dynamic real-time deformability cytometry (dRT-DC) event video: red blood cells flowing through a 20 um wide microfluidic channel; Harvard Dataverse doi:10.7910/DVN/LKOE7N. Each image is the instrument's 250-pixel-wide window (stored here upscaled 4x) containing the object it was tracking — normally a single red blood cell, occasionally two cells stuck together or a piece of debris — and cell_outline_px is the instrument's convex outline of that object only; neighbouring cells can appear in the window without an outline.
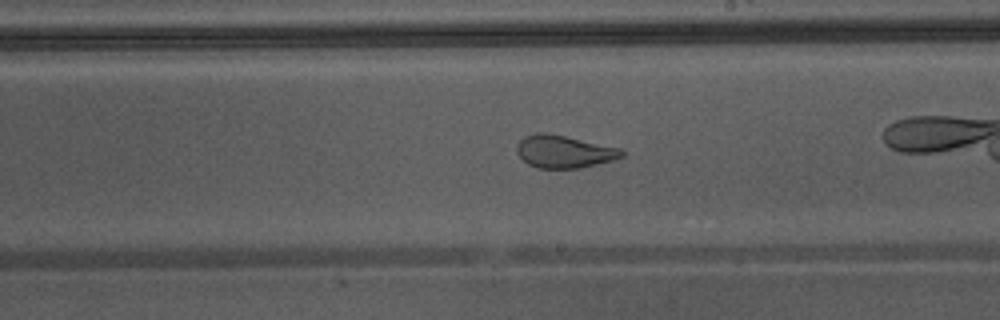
{"species": "Egyptian fruit bat (a non-hibernating species)", "species_latin": "Rousettus aegyptiacus", "temperature_condition": "warm", "stored_images_in_passage": 45, "camera_frame_rate_fps": 3000, "um_per_image_px": 0.085, "animal": {"sex": "male"}, "frame": {"image": 1, "passage_image": 26, "time_ms": 8.333, "image_size_px": [1000, 320], "cell_outline_px": [[624, 156], [612, 160], [580, 168], [540, 168], [528, 164], [516, 152], [516, 148], [520, 140], [524, 136], [536, 132], [544, 132], [564, 136], [620, 148], [624, 152]], "centroid_in_image_um": [47.92, 12.88], "position_along_channel_um": 241.1, "area_um2": 19.71}, "authors_computed_cell_mechanics": {"area_um2": 27.5128, "velocity_mm_per_s": 4.4369, "shape_relaxation_time_tau1_ms": null, "shape_relaxation_time_tau2_ms": 0.8535, "deformation_change_tau1": null, "deformation_change_tau2": 0.086}}